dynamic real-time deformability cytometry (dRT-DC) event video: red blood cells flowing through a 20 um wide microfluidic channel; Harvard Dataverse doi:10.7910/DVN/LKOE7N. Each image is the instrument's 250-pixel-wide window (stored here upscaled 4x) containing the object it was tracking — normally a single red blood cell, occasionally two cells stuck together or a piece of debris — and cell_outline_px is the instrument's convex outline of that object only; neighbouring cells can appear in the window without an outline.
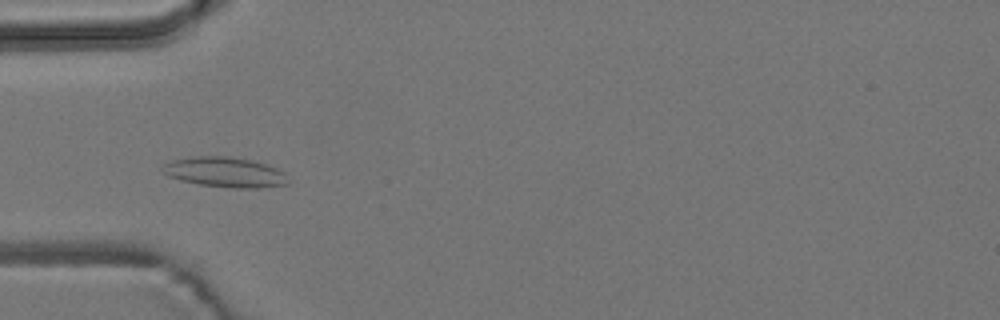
{"species": "common noctule bat (a hibernating species)", "species_latin": "Nyctalus noctula", "temperature_condition": "room temperature", "stored_images_in_passage": 54, "camera_frame_rate_fps": 3000, "um_per_image_px": 0.085, "animal": {"sex": "male", "body_mass_g": 19.2, "forearm_length_mm": 51.8}, "frame": {"image": 1, "passage_image": 17, "time_ms": 5.333, "image_size_px": [1000, 320], "cell_outline_px": [[288, 184], [260, 188], [232, 188], [200, 184], [180, 180], [168, 176], [160, 168], [164, 164], [172, 160], [200, 156], [224, 156], [252, 160], [276, 168], [284, 172]], "centroid_in_image_um": [19.11, 14.64], "position_along_channel_um": 65.9, "area_um2": 21.79}}
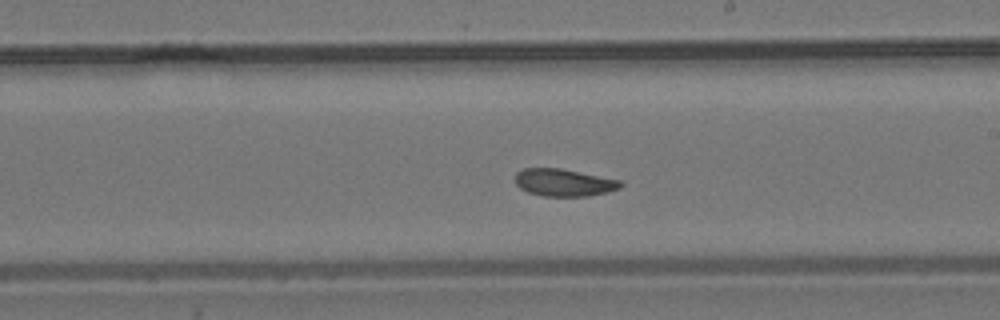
{"frame": {"image": 2, "passage_image": 31, "time_ms": 10.0, "image_size_px": [1000, 320], "cell_outline_px": [[624, 184], [620, 188], [608, 192], [588, 196], [544, 196], [528, 192], [520, 188], [516, 184], [516, 172], [524, 168], [560, 168], [620, 180]], "centroid_in_image_um": [47.94, 15.52], "position_along_channel_um": 241.1, "area_um2": 16.76}}
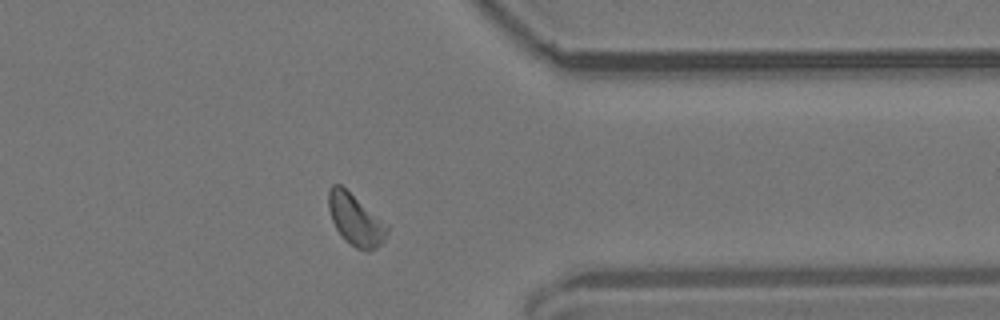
{"frame": {"image": 3, "passage_image": 43, "time_ms": 14.0, "image_size_px": [1000, 320], "cell_outline_px": [[388, 232], [384, 240], [376, 248], [368, 252], [364, 252], [356, 248], [344, 240], [336, 228], [332, 220], [328, 208], [328, 192], [332, 184], [340, 184], [388, 224]], "centroid_in_image_um": [30.22, 18.7], "position_along_channel_um": 381.2, "area_um2": 17.63}, "authors_computed_cell_mechanics": {"area_um2": 17.5134, "velocity_mm_per_s": 3.765, "shape_relaxation_time_tau1_ms": null, "shape_relaxation_time_tau2_ms": 3.2553, "deformation_change_tau1": null, "deformation_change_tau2": 0.0809}}